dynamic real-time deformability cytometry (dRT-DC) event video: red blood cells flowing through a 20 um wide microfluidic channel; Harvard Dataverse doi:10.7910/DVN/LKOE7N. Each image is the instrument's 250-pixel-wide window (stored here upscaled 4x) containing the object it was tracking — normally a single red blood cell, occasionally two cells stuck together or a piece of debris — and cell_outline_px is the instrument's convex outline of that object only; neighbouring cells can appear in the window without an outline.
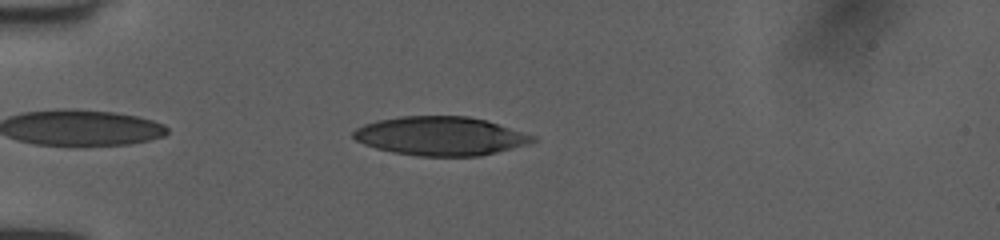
{"species": "human", "species_latin": "Homo sapiens", "temperature_condition": "room temperature", "stored_images_in_passage": 37, "camera_frame_rate_fps": 3000, "um_per_image_px": 0.085, "donor": {"sex": "female"}, "frame": {"image": 1, "passage_image": 4, "time_ms": 1.0, "image_size_px": [1000, 240], "cell_outline_px": [[536, 140], [528, 144], [480, 156], [420, 156], [392, 152], [376, 148], [364, 144], [356, 140], [352, 136], [352, 132], [356, 128], [364, 124], [376, 120], [400, 116], [468, 116], [484, 120], [536, 136]], "centroid_in_image_um": [37.4, 11.56], "position_along_channel_um": 47.6, "area_um2": 40.4}}
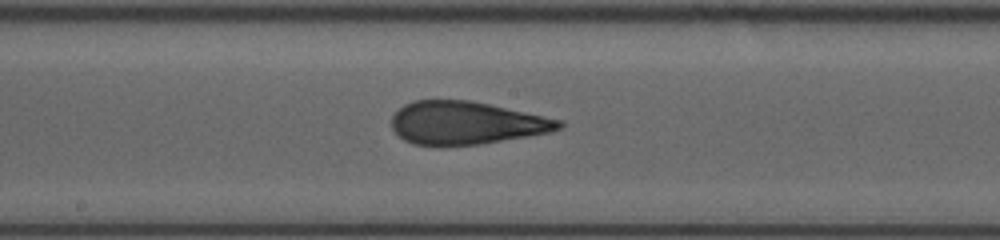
{"frame": {"image": 2, "passage_image": 18, "time_ms": 5.667, "image_size_px": [1000, 240], "cell_outline_px": [[564, 124], [560, 128], [552, 132], [480, 144], [412, 144], [404, 140], [392, 128], [392, 116], [404, 104], [412, 100], [468, 100], [488, 104], [564, 120]], "centroid_in_image_um": [39.65, 10.43], "position_along_channel_um": 208.6, "area_um2": 41.38}}
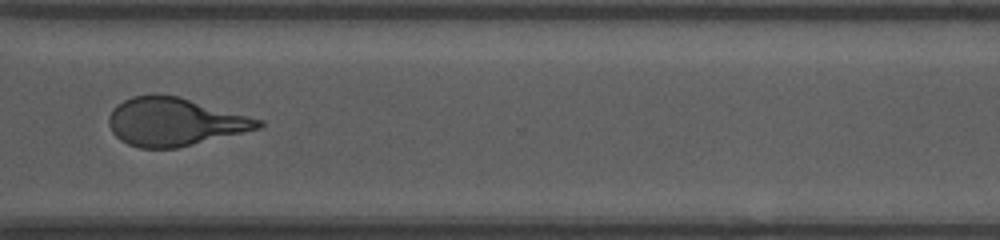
{"frame": {"image": 3, "passage_image": 29, "time_ms": 9.333, "image_size_px": [1000, 240], "cell_outline_px": [[264, 124], [260, 128], [176, 148], [140, 148], [128, 144], [120, 140], [112, 132], [108, 124], [108, 116], [124, 100], [132, 96], [156, 92], [176, 96], [264, 120]], "centroid_in_image_um": [14.81, 10.34], "position_along_channel_um": 355.8, "area_um2": 41.62}, "authors_computed_cell_mechanics": {"area_um2": 41.616, "velocity_mm_per_s": 4.0323, "shape_relaxation_time_tau1_ms": 6.0668, "shape_relaxation_time_tau2_ms": 1.1942, "deformation_change_tau1": 0.2302, "deformation_change_tau2": 0.1056}}